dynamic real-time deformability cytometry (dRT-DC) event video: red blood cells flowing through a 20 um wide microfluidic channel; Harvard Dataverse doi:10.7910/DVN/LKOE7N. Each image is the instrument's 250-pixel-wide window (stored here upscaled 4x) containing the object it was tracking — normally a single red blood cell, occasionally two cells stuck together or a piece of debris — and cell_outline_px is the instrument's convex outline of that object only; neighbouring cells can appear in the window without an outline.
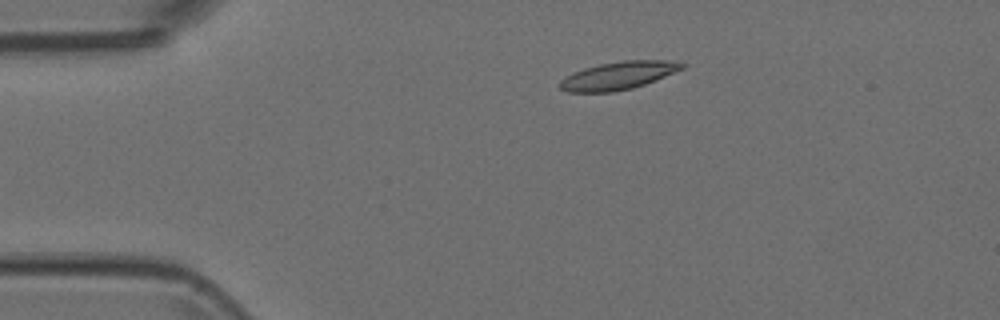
{"species": "Egyptian fruit bat (a non-hibernating species)", "species_latin": "Rousettus aegyptiacus", "temperature_condition": "room temperature", "stored_images_in_passage": 3, "camera_frame_rate_fps": 3000, "um_per_image_px": 0.085, "animal": {"sex": "female"}, "frame": {"image": 1, "passage_image": 1, "time_ms": 0.0, "image_size_px": [1000, 320], "cell_outline_px": [[684, 68], [656, 80], [632, 88], [612, 92], [568, 92], [560, 88], [560, 80], [564, 76], [572, 72], [584, 68], [600, 64], [624, 60], [668, 60], [684, 64]], "centroid_in_image_um": [52.52, 6.42], "position_along_channel_um": 32.5, "area_um2": 19.77}}
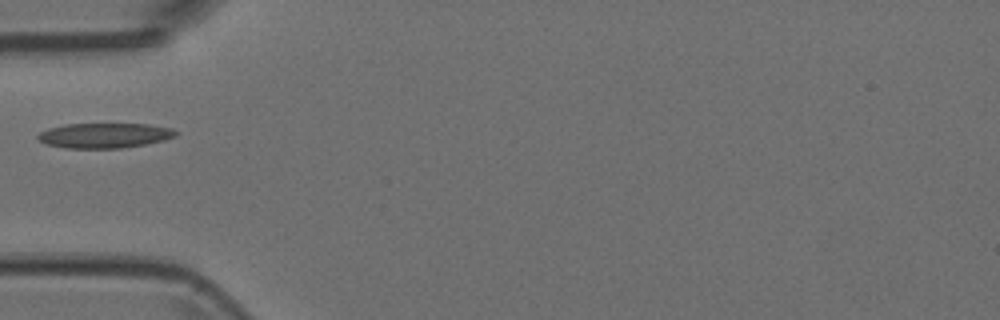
{"frame": {"image": 2, "passage_image": 3, "time_ms": 0.667, "image_size_px": [1000, 320], "cell_outline_px": [[180, 132], [176, 136], [164, 140], [144, 144], [120, 148], [64, 148], [48, 144], [40, 140], [36, 136], [40, 132], [48, 128], [64, 124], [148, 124], [172, 128]], "centroid_in_image_um": [8.9, 11.51], "position_along_channel_um": 76.1, "area_um2": 20.06}}